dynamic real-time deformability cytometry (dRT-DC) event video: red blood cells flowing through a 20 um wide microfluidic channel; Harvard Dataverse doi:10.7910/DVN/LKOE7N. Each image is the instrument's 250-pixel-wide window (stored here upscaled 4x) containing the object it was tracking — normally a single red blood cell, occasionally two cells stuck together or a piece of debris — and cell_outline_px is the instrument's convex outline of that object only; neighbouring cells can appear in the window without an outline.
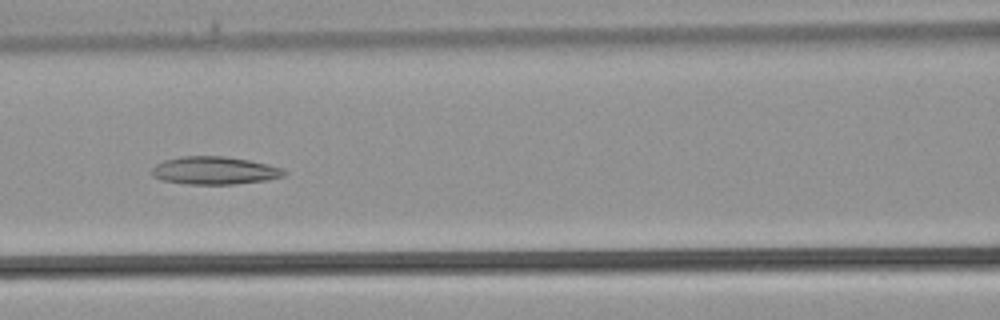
{"species": "common noctule bat (a hibernating species)", "species_latin": "Nyctalus noctula", "temperature_condition": "warm", "stored_images_in_passage": 26, "segment_of_instrument_passage": [1, 2], "camera_frame_rate_fps": 3000, "um_per_image_px": 0.085, "animal": {"sex": "male", "body_mass_g": 21.5, "forearm_length_mm": 52.0}, "frame": {"image": 1, "passage_image": 11, "time_ms": 3.333, "image_size_px": [1000, 320], "cell_outline_px": [[288, 172], [284, 176], [268, 180], [232, 184], [188, 184], [160, 180], [152, 176], [152, 168], [156, 164], [164, 160], [180, 156], [224, 156], [248, 160], [268, 164], [284, 168]], "centroid_in_image_um": [18.25, 14.49], "position_along_channel_um": 148.4, "area_um2": 21.62}}
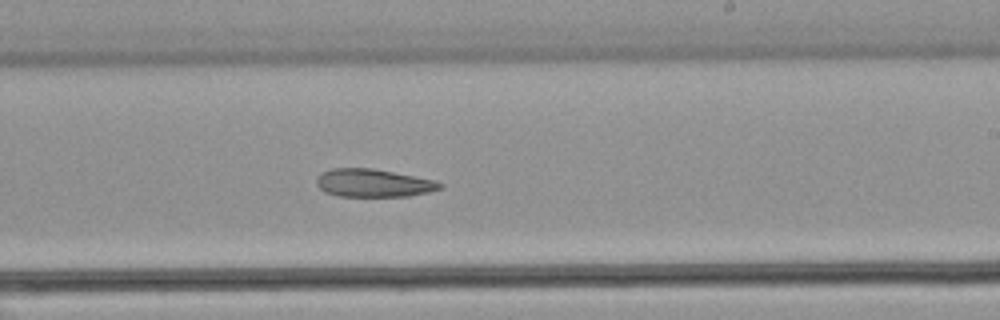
{"frame": {"image": 2, "passage_image": 17, "time_ms": 5.333, "image_size_px": [1000, 320], "cell_outline_px": [[444, 188], [428, 192], [408, 196], [336, 196], [324, 192], [316, 184], [316, 180], [324, 172], [332, 168], [372, 168], [436, 180], [444, 184]], "centroid_in_image_um": [31.77, 15.56], "position_along_channel_um": 257.2, "area_um2": 20.11}}
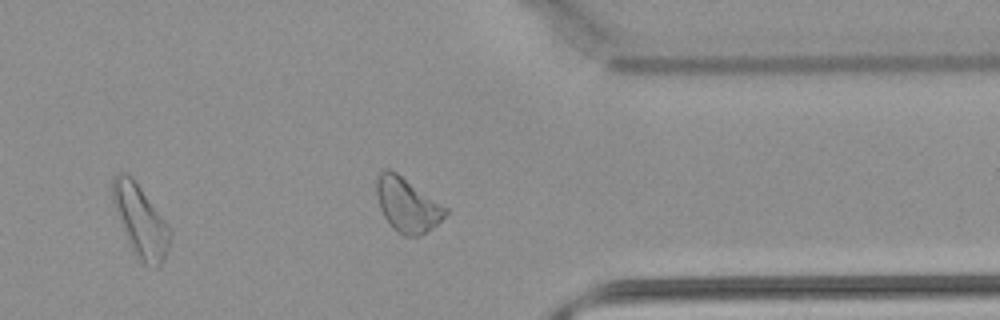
{"frame": {"image": 3, "passage_image": 24, "time_ms": 7.667, "image_size_px": [1000, 320], "cell_outline_px": [[172, 236], [164, 260], [156, 268], [144, 264], [140, 260], [132, 248], [128, 240], [116, 208], [112, 196], [112, 180], [116, 172], [124, 172], [140, 188], [164, 220], [172, 232]], "centroid_in_image_um": [11.97, 18.81], "position_along_channel_um": 399.4, "area_um2": 22.95}}